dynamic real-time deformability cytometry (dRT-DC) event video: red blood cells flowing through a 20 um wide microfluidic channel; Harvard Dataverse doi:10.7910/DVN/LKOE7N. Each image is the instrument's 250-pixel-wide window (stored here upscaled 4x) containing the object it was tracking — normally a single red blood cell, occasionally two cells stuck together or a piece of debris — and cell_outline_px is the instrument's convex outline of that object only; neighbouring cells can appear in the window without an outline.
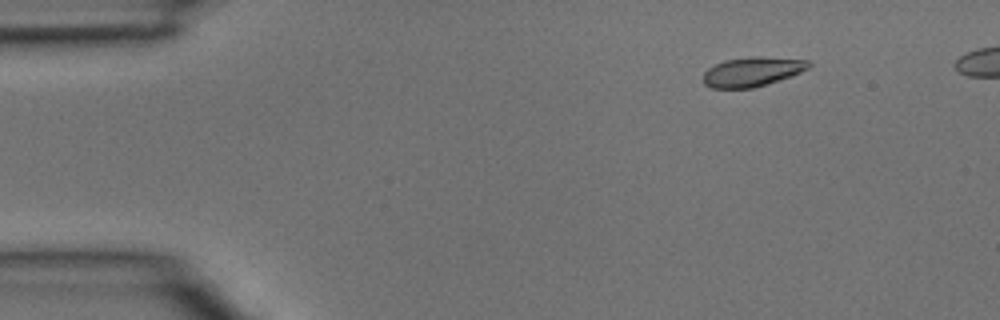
{"species": "common noctule bat (a hibernating species)", "species_latin": "Nyctalus noctula", "temperature_condition": "room temperature", "stored_images_in_passage": 5, "camera_frame_rate_fps": 3000, "um_per_image_px": 0.085, "animal": {"sex": "male", "body_mass_g": 15.6}, "frame": {"image": 1, "passage_image": 2, "time_ms": 0.333, "image_size_px": [1000, 320], "cell_outline_px": [[812, 64], [808, 68], [792, 76], [768, 84], [752, 88], [712, 88], [704, 84], [704, 72], [708, 68], [724, 60], [752, 56], [756, 56], [808, 60]], "centroid_in_image_um": [63.95, 6.1], "position_along_channel_um": 21.1, "area_um2": 18.09}}